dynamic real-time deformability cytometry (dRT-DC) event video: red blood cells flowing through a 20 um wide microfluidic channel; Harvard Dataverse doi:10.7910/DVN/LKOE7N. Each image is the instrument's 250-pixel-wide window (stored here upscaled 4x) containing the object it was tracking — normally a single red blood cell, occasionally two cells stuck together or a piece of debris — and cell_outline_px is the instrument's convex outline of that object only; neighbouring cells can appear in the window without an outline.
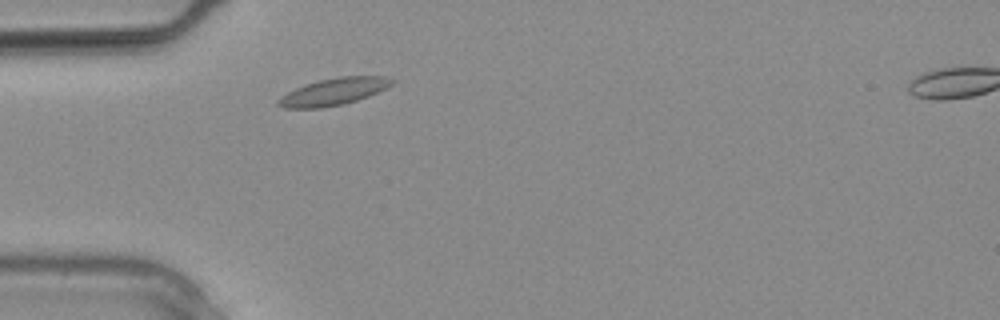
{"species": "common noctule bat (a hibernating species)", "species_latin": "Nyctalus noctula", "temperature_condition": "warm", "stored_images_in_passage": 3, "camera_frame_rate_fps": 3000, "um_per_image_px": 0.085, "animal": {"sex": "male", "body_mass_g": 20.4}, "frame": {"image": 1, "passage_image": 1, "time_ms": 0.0, "image_size_px": [1000, 320], "cell_outline_px": [[396, 80], [392, 84], [368, 96], [344, 104], [320, 108], [284, 108], [276, 104], [276, 100], [280, 96], [304, 84], [320, 80], [340, 76], [384, 76]], "centroid_in_image_um": [28.32, 7.79], "position_along_channel_um": 56.7, "area_um2": 17.8}}
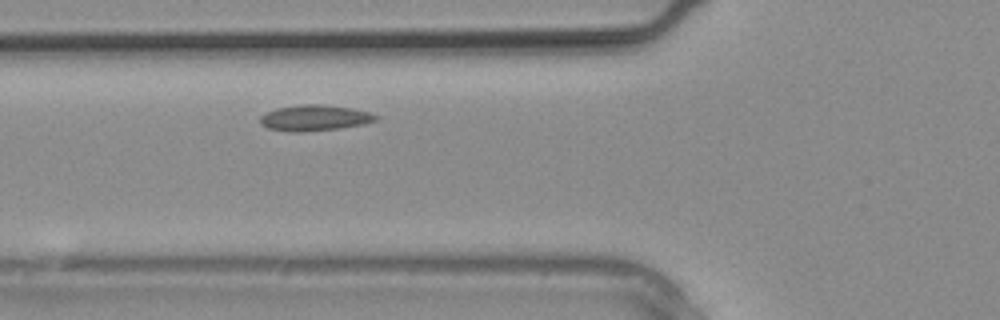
{"frame": {"image": 2, "passage_image": 3, "time_ms": 0.667, "image_size_px": [1000, 320], "cell_outline_px": [[380, 116], [376, 120], [364, 124], [340, 128], [304, 132], [292, 132], [268, 128], [260, 124], [260, 116], [276, 108], [300, 104], [324, 104], [352, 108], [368, 112]], "centroid_in_image_um": [26.74, 10.02], "position_along_channel_um": 99.1, "area_um2": 17.51}}